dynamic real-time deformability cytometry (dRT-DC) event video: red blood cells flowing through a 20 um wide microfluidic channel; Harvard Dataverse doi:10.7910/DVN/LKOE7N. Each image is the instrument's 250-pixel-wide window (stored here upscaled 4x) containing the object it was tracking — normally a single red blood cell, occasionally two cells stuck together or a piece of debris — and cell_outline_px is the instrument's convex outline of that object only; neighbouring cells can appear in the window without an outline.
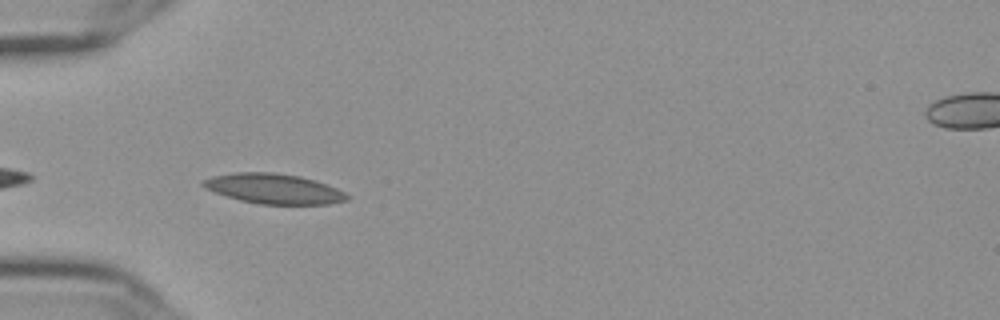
{"species": "Egyptian fruit bat (a non-hibernating species)", "species_latin": "Rousettus aegyptiacus", "temperature_condition": "cold", "stored_images_in_passage": 37, "camera_frame_rate_fps": 3000, "um_per_image_px": 0.085, "frame": {"image": 1, "passage_image": 2, "time_ms": 0.333, "image_size_px": [1000, 320], "cell_outline_px": [[352, 196], [348, 200], [328, 204], [260, 204], [240, 200], [204, 188], [200, 184], [200, 180], [212, 176], [236, 172], [272, 172], [300, 176], [316, 180], [336, 188]], "centroid_in_image_um": [23.28, 16.03], "position_along_channel_um": 61.7, "area_um2": 25.26}}
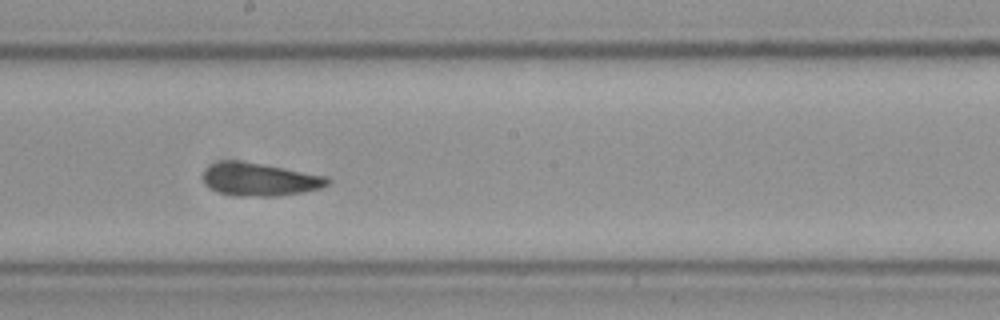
{"frame": {"image": 2, "passage_image": 16, "time_ms": 5.0, "image_size_px": [1000, 320], "cell_outline_px": [[332, 180], [328, 184], [320, 188], [300, 192], [276, 196], [240, 196], [220, 192], [204, 184], [204, 172], [212, 164], [224, 160], [236, 160], [264, 164], [328, 176]], "centroid_in_image_um": [22.11, 15.24], "position_along_channel_um": 226.1, "area_um2": 23.7}}
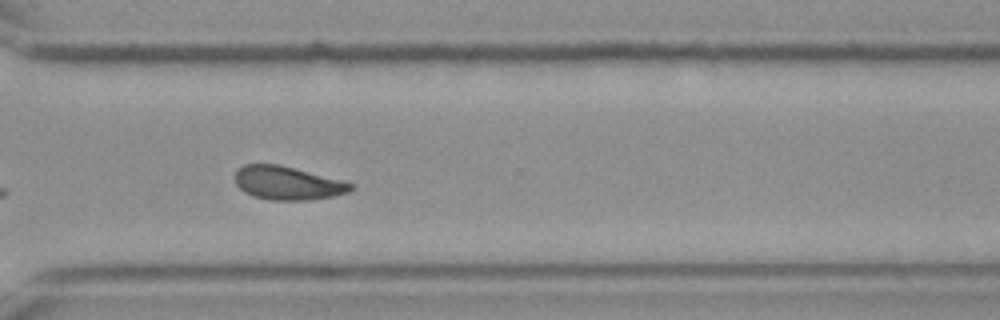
{"frame": {"image": 3, "passage_image": 26, "time_ms": 8.333, "image_size_px": [1000, 320], "cell_outline_px": [[356, 188], [348, 192], [332, 196], [308, 200], [268, 200], [244, 192], [236, 184], [236, 172], [244, 164], [276, 164], [356, 184]], "centroid_in_image_um": [24.46, 15.57], "position_along_channel_um": 346.1, "area_um2": 22.2}, "authors_computed_cell_mechanics": {"area_um2": 22.0796, "velocity_mm_per_s": 3.6115, "shape_relaxation_time_tau1_ms": null, "shape_relaxation_time_tau2_ms": 6.157, "deformation_change_tau1": null, "deformation_change_tau2": 0.1169}}